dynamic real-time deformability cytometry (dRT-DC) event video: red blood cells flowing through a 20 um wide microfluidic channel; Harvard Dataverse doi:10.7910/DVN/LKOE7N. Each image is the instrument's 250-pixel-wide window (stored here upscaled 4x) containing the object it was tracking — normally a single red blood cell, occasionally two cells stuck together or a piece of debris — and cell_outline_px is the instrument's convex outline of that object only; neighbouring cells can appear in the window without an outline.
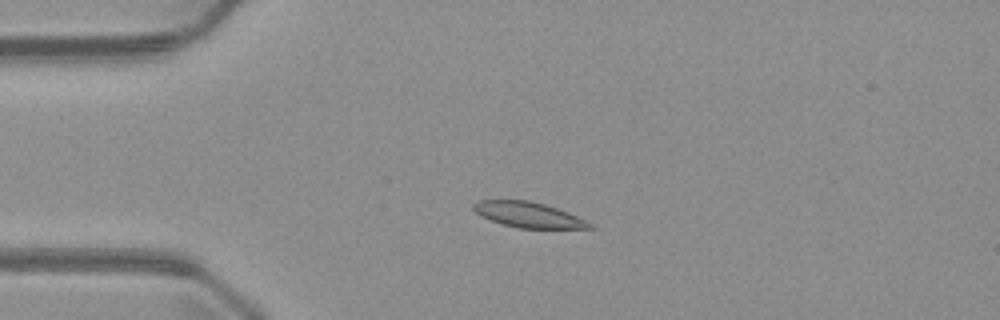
{"species": "common noctule bat (a hibernating species)", "species_latin": "Nyctalus noctula", "temperature_condition": "warm", "stored_images_in_passage": 5, "camera_frame_rate_fps": 3000, "um_per_image_px": 0.085, "animal": {"sex": "male", "body_mass_g": 23.1, "forearm_length_mm": 52.7}, "frame": {"image": 1, "passage_image": 4, "time_ms": 3.667, "image_size_px": [1000, 320], "cell_outline_px": [[596, 228], [520, 228], [504, 224], [480, 216], [472, 208], [472, 204], [476, 200], [528, 200], [544, 204], [568, 212], [592, 224]], "centroid_in_image_um": [44.87, 18.24], "position_along_channel_um": 40.1, "area_um2": 16.99}}